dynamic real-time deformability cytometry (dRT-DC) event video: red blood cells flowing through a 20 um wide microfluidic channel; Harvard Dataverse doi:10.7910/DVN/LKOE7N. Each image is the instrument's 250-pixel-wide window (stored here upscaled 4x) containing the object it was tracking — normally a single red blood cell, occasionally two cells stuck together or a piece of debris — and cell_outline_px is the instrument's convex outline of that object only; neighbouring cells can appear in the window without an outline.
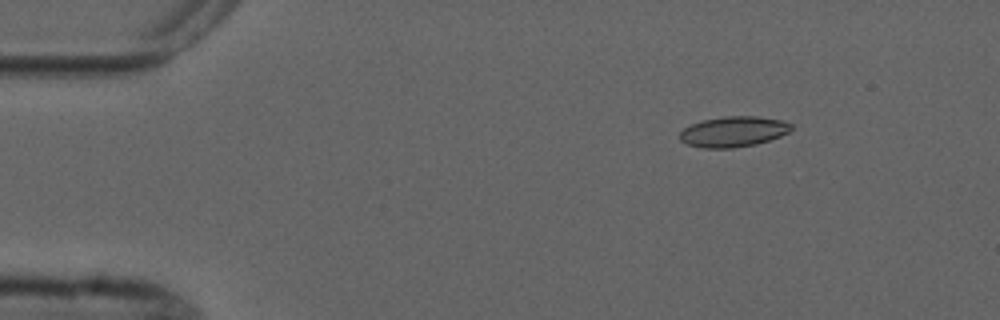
{"species": "common noctule bat (a hibernating species)", "species_latin": "Nyctalus noctula", "temperature_condition": "cold", "stored_images_in_passage": 5, "camera_frame_rate_fps": 3000, "um_per_image_px": 0.085, "animal": {"sex": "male", "forearm_length_mm": 52.5}, "frame": {"image": 1, "passage_image": 3, "time_ms": 2.333, "image_size_px": [1000, 320], "cell_outline_px": [[792, 128], [788, 132], [780, 136], [756, 144], [732, 148], [704, 148], [688, 144], [680, 140], [680, 132], [684, 128], [692, 124], [704, 120], [724, 116], [756, 116], [780, 120], [792, 124]], "centroid_in_image_um": [62.33, 11.19], "position_along_channel_um": 22.7, "area_um2": 19.59}}